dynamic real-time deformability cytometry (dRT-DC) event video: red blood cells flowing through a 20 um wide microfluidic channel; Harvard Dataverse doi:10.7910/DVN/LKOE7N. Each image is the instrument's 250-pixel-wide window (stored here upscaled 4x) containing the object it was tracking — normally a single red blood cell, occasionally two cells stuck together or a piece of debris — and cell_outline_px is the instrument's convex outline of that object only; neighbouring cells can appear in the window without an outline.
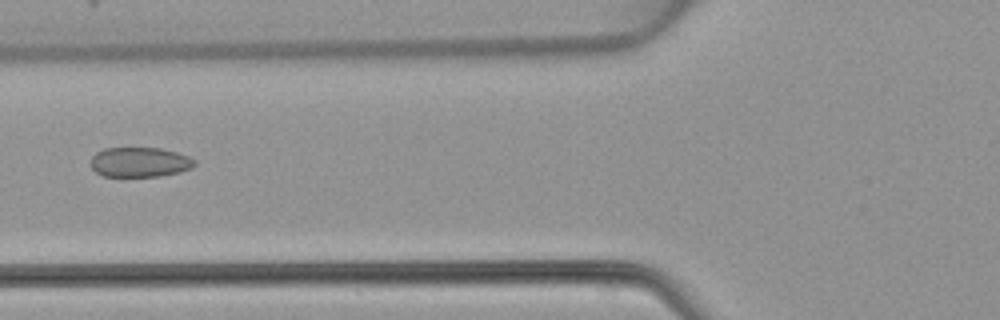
{"species": "common noctule bat (a hibernating species)", "species_latin": "Nyctalus noctula", "temperature_condition": "warm", "stored_images_in_passage": 48, "camera_frame_rate_fps": 3000, "um_per_image_px": 0.085, "animal": {"sex": "female", "body_mass_g": 22.7, "forearm_length_mm": 54.2}, "frame": {"image": 1, "passage_image": 19, "time_ms": 6.0, "image_size_px": [1000, 320], "cell_outline_px": [[196, 164], [192, 168], [180, 172], [156, 176], [104, 176], [96, 172], [92, 168], [92, 156], [96, 152], [104, 148], [160, 148], [176, 152], [188, 156], [196, 160]], "centroid_in_image_um": [11.9, 13.78], "position_along_channel_um": 113.9, "area_um2": 17.98}}
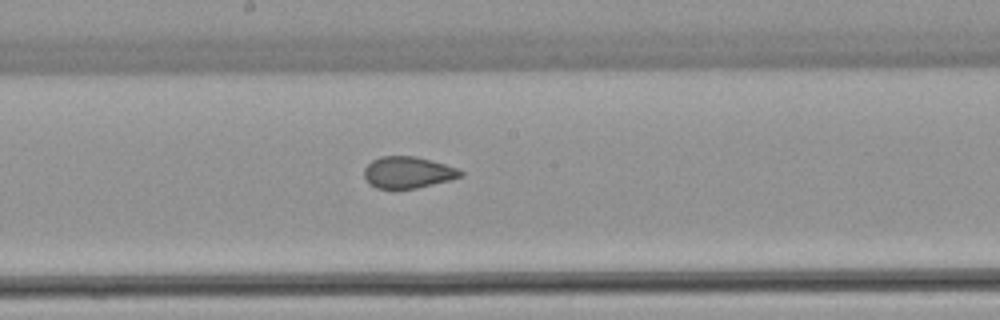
{"frame": {"image": 2, "passage_image": 26, "time_ms": 8.333, "image_size_px": [1000, 320], "cell_outline_px": [[464, 176], [452, 180], [416, 188], [376, 188], [368, 184], [364, 176], [364, 168], [372, 160], [380, 156], [416, 156], [432, 160], [456, 168], [464, 172]], "centroid_in_image_um": [34.68, 14.65], "position_along_channel_um": 213.5, "area_um2": 17.86}}
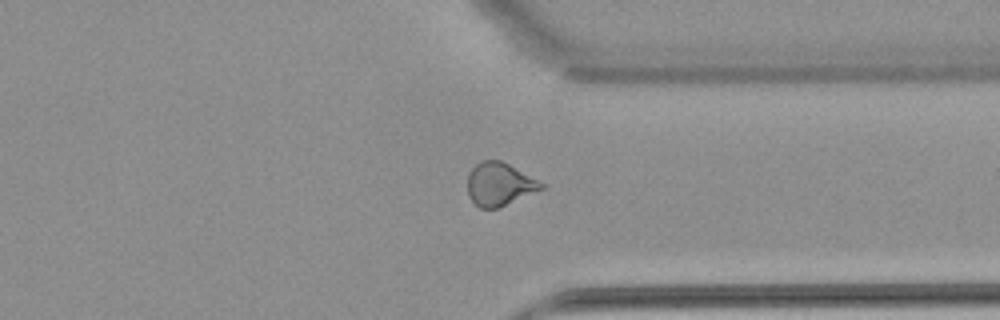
{"frame": {"image": 3, "passage_image": 37, "time_ms": 12.0, "image_size_px": [1000, 320], "cell_outline_px": [[544, 188], [500, 208], [480, 208], [468, 196], [468, 172], [480, 160], [500, 160], [508, 164], [544, 184]], "centroid_in_image_um": [42.42, 15.66], "position_along_channel_um": 369.0, "area_um2": 18.38}}